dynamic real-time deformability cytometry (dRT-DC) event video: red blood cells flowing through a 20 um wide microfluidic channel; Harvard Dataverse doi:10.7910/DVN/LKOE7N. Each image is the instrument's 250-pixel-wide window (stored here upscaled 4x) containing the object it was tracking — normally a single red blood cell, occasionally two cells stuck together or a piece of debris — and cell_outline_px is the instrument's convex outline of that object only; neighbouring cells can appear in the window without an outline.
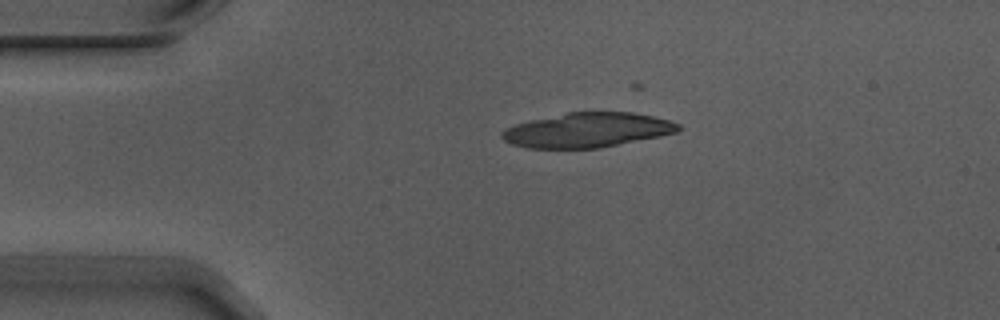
{"species": "Egyptian fruit bat (a non-hibernating species)", "species_latin": "Rousettus aegyptiacus", "temperature_condition": "warm", "stored_images_in_passage": 2, "camera_frame_rate_fps": 3000, "um_per_image_px": 0.085, "animal": {"sex": "male"}, "frame": {"image": 1, "passage_image": 1, "time_ms": 0.0, "image_size_px": [1000, 320], "cell_outline_px": [[680, 128], [676, 132], [660, 136], [600, 148], [528, 148], [512, 144], [504, 140], [500, 136], [500, 132], [516, 124], [532, 120], [568, 112], [632, 112], [652, 116], [668, 120], [680, 124]], "centroid_in_image_um": [49.93, 11.06], "position_along_channel_um": 35.1, "area_um2": 35.32}}